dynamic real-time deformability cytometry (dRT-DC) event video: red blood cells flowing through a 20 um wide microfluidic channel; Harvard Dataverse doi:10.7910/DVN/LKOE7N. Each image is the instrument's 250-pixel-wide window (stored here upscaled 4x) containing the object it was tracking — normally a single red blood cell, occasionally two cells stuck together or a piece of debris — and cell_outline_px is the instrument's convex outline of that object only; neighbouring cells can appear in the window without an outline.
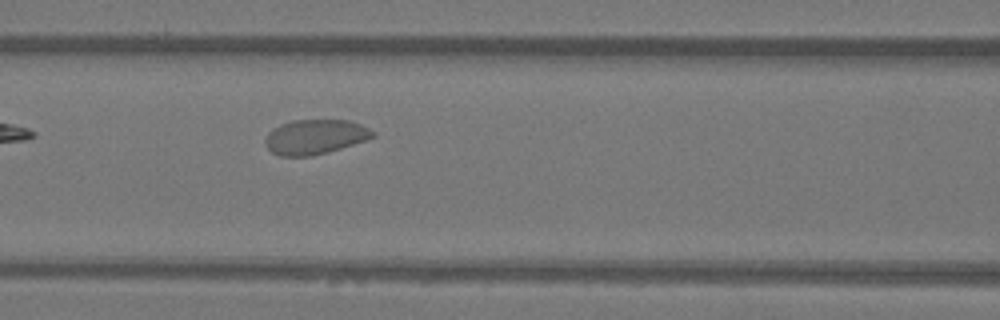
{"species": "Egyptian fruit bat (a non-hibernating species)", "species_latin": "Rousettus aegyptiacus", "temperature_condition": "warm", "stored_images_in_passage": 5, "camera_frame_rate_fps": 3000, "um_per_image_px": 0.085, "animal": {"sex": "female"}, "frame": {"image": 1, "passage_image": 5, "time_ms": 1.333, "image_size_px": [1000, 320], "cell_outline_px": [[376, 136], [328, 152], [312, 156], [280, 156], [272, 152], [264, 144], [264, 140], [268, 132], [272, 128], [280, 124], [292, 120], [348, 120], [360, 124], [376, 132]], "centroid_in_image_um": [26.74, 11.63], "position_along_channel_um": 139.9, "area_um2": 21.79}}